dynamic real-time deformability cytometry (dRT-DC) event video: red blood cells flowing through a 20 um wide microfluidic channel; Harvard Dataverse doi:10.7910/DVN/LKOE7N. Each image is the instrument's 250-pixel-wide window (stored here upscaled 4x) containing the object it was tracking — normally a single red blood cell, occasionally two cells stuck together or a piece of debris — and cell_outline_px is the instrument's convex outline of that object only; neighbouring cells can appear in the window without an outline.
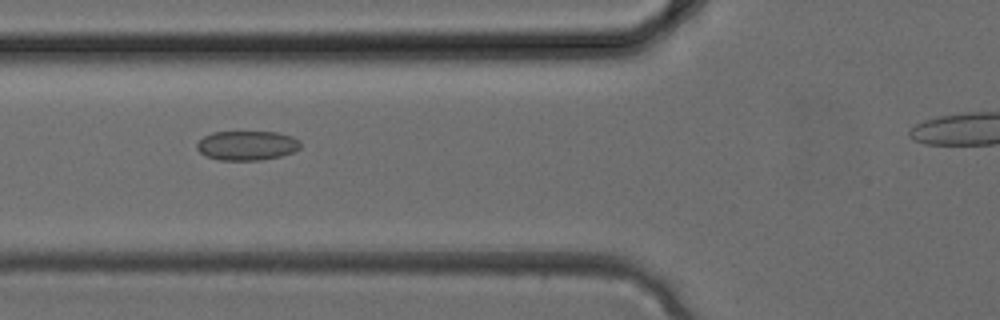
{"species": "common noctule bat (a hibernating species)", "species_latin": "Nyctalus noctula", "temperature_condition": "cold", "stored_images_in_passage": 4, "camera_frame_rate_fps": 3000, "um_per_image_px": 0.085, "animal": {"sex": "female", "body_mass_g": 24.6, "forearm_length_mm": 56.2}, "frame": {"image": 1, "passage_image": 4, "time_ms": 1.0, "image_size_px": [1000, 320], "cell_outline_px": [[300, 148], [292, 152], [280, 156], [260, 160], [220, 160], [204, 156], [196, 148], [196, 144], [204, 136], [212, 132], [276, 132], [292, 136], [300, 140]], "centroid_in_image_um": [20.97, 12.37], "position_along_channel_um": 104.8, "area_um2": 17.8}}